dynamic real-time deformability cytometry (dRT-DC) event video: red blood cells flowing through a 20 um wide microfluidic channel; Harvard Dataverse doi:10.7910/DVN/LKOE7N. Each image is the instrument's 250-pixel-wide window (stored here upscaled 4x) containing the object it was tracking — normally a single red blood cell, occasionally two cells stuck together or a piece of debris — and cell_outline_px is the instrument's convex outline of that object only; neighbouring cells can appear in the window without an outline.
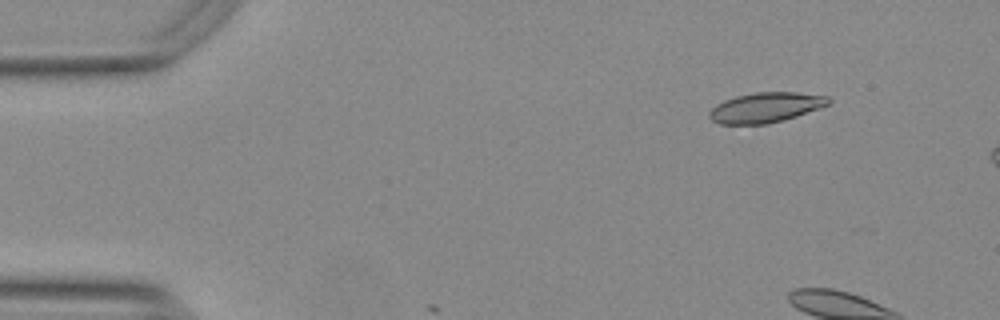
{"species": "Egyptian fruit bat (a non-hibernating species)", "species_latin": "Rousettus aegyptiacus", "temperature_condition": "warm", "stored_images_in_passage": 4, "camera_frame_rate_fps": 3000, "um_per_image_px": 0.085, "animal": {"sex": "female"}, "frame": {"image": 1, "passage_image": 1, "time_ms": 0.0, "image_size_px": [1000, 320], "cell_outline_px": [[832, 100], [828, 104], [796, 116], [784, 120], [768, 124], [720, 124], [712, 120], [708, 116], [708, 112], [716, 104], [724, 100], [736, 96], [756, 92], [796, 92], [828, 96]], "centroid_in_image_um": [65.05, 9.13], "position_along_channel_um": 19.9, "area_um2": 20.81}}